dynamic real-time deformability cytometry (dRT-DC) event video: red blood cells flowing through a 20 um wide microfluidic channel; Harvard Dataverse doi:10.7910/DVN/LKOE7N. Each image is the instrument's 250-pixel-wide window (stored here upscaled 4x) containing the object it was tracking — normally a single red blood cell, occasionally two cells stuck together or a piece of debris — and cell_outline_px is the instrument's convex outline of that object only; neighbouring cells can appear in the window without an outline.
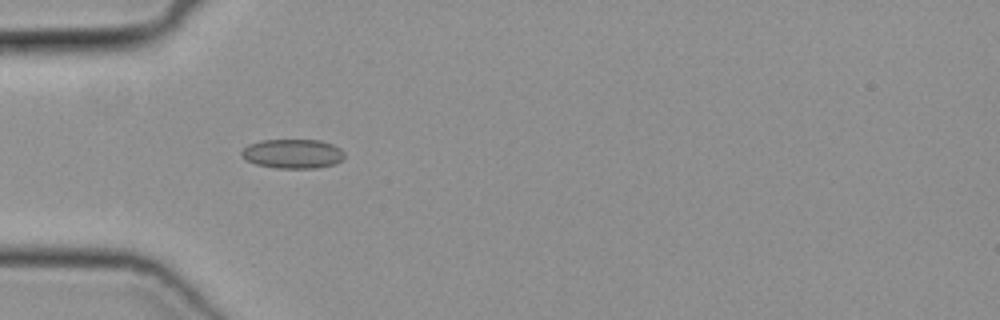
{"species": "common noctule bat (a hibernating species)", "species_latin": "Nyctalus noctula", "temperature_condition": "cold", "stored_images_in_passage": 13, "camera_frame_rate_fps": 3000, "um_per_image_px": 0.085, "animal": {"sex": "female", "body_mass_g": 19.3, "forearm_length_mm": 54.1}, "frame": {"image": 1, "passage_image": 4, "time_ms": 1.0, "image_size_px": [1000, 320], "cell_outline_px": [[344, 156], [336, 164], [316, 168], [276, 168], [256, 164], [244, 160], [240, 156], [240, 152], [248, 144], [260, 140], [320, 140], [332, 144], [340, 148], [344, 152]], "centroid_in_image_um": [24.84, 13.07], "position_along_channel_um": 60.2, "area_um2": 17.74}}
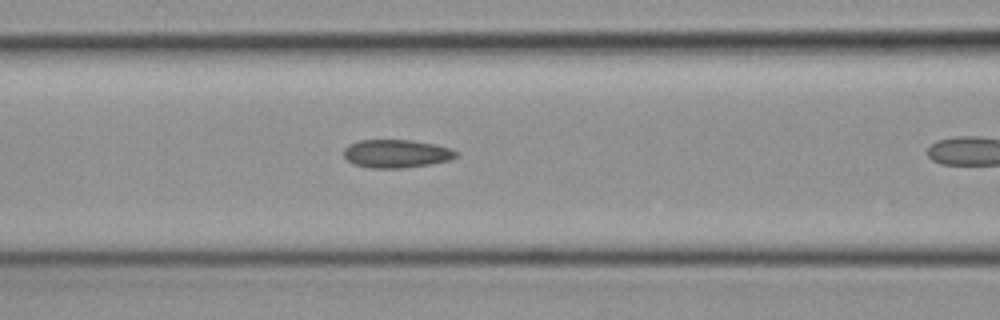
{"frame": {"image": 2, "passage_image": 6, "time_ms": 1.667, "image_size_px": [1000, 320], "cell_outline_px": [[460, 152], [456, 156], [448, 160], [428, 164], [400, 168], [372, 168], [352, 164], [344, 156], [344, 148], [348, 144], [360, 140], [412, 140], [436, 144]], "centroid_in_image_um": [33.66, 13.05], "position_along_channel_um": 132.9, "area_um2": 18.38}}
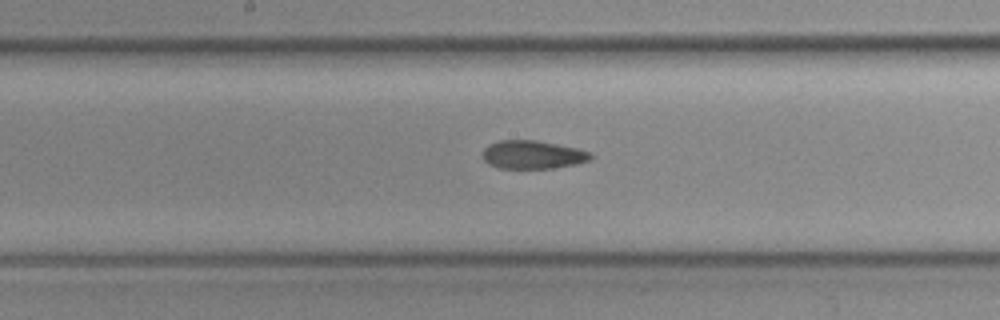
{"frame": {"image": 3, "passage_image": 11, "time_ms": 3.333, "image_size_px": [1000, 320], "cell_outline_px": [[592, 156], [588, 160], [576, 164], [552, 168], [500, 168], [488, 164], [484, 160], [484, 148], [488, 144], [500, 140], [536, 140], [576, 148], [592, 152]], "centroid_in_image_um": [45.26, 13.14], "position_along_channel_um": 202.9, "area_um2": 17.69}}